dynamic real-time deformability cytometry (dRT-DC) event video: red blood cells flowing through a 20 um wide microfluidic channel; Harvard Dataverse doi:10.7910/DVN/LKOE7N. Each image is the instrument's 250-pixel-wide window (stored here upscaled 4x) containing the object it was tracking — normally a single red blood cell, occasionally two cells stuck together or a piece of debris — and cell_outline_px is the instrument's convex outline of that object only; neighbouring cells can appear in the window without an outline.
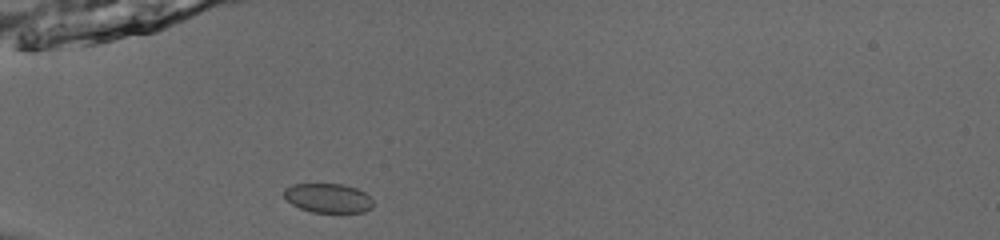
{"species": "common noctule bat (a hibernating species)", "species_latin": "Nyctalus noctula", "temperature_condition": "room temperature", "stored_images_in_passage": 20, "camera_frame_rate_fps": 3000, "um_per_image_px": 0.085, "animal": {"sex": "male", "body_mass_g": 13.0, "forearm_length_mm": 53.1}, "frame": {"image": 1, "passage_image": 1, "time_ms": 0.0, "image_size_px": [1000, 240], "cell_outline_px": [[372, 208], [364, 212], [312, 212], [300, 208], [292, 204], [284, 196], [284, 188], [292, 184], [344, 184], [356, 188], [364, 192], [372, 200]], "centroid_in_image_um": [27.88, 16.83], "position_along_channel_um": 57.1, "area_um2": 15.14}}
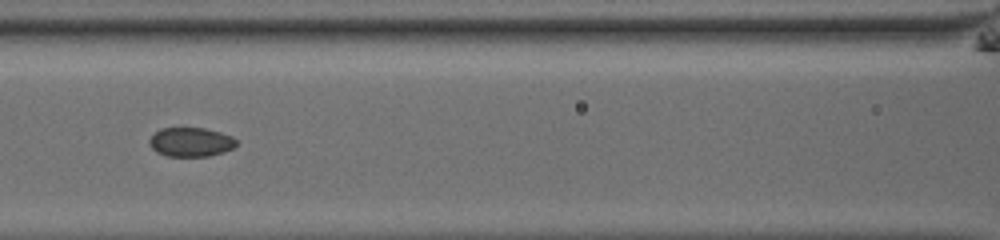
{"frame": {"image": 2, "passage_image": 9, "time_ms": 2.667, "image_size_px": [1000, 240], "cell_outline_px": [[236, 144], [232, 148], [224, 152], [208, 156], [168, 156], [156, 152], [152, 148], [148, 140], [160, 128], [204, 128], [220, 132], [232, 136], [236, 140]], "centroid_in_image_um": [16.21, 12.07], "position_along_channel_um": 150.4, "area_um2": 14.68}}
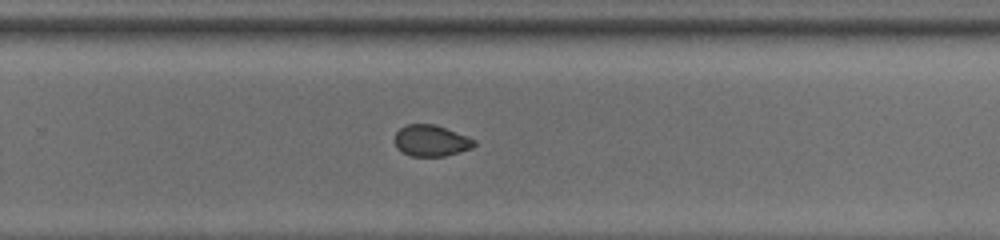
{"frame": {"image": 3, "passage_image": 20, "time_ms": 6.333, "image_size_px": [1000, 240], "cell_outline_px": [[476, 144], [472, 148], [444, 156], [412, 156], [400, 152], [396, 148], [392, 140], [396, 132], [404, 124], [436, 124], [476, 140]], "centroid_in_image_um": [36.58, 11.95], "position_along_channel_um": 293.2, "area_um2": 14.74}}